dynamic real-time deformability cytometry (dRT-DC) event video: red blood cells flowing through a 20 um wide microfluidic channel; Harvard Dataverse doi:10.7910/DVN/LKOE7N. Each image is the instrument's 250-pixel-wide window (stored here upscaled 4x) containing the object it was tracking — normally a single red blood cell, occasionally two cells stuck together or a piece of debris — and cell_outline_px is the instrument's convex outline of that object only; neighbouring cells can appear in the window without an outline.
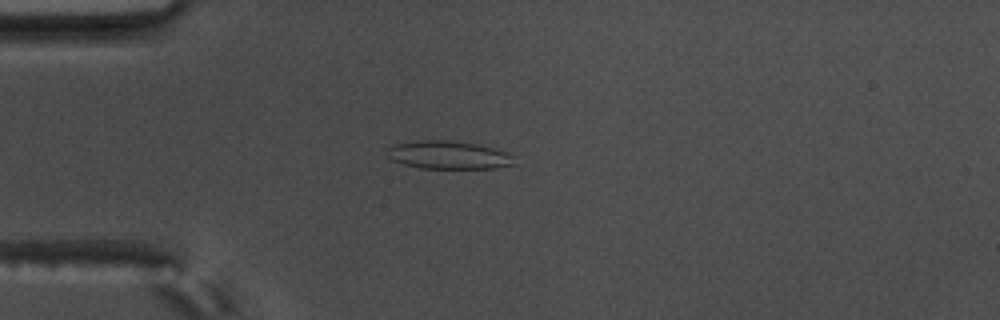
{"species": "common noctule bat (a hibernating species)", "species_latin": "Nyctalus noctula", "temperature_condition": "warm", "stored_images_in_passage": 39, "camera_frame_rate_fps": 3000, "um_per_image_px": 0.085, "animal": {"sex": "male", "body_mass_g": 17.5, "forearm_length_mm": 52.3}, "frame": {"image": 1, "passage_image": 6, "time_ms": 1.667, "image_size_px": [1000, 320], "cell_outline_px": [[516, 164], [496, 168], [420, 168], [404, 164], [392, 160], [388, 156], [388, 144], [416, 140], [448, 140], [476, 144], [492, 148], [504, 152], [512, 156]], "centroid_in_image_um": [38.06, 13.17], "position_along_channel_um": 46.9, "area_um2": 20.81}}
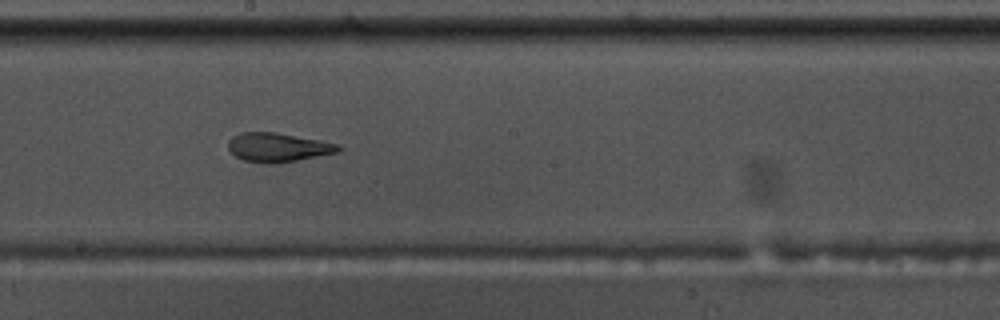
{"frame": {"image": 2, "passage_image": 22, "time_ms": 7.0, "image_size_px": [1000, 320], "cell_outline_px": [[344, 148], [340, 152], [276, 164], [264, 164], [244, 160], [236, 156], [228, 148], [228, 140], [232, 136], [240, 132], [276, 132], [320, 140], [340, 144]], "centroid_in_image_um": [23.66, 12.53], "position_along_channel_um": 224.5, "area_um2": 18.9}}
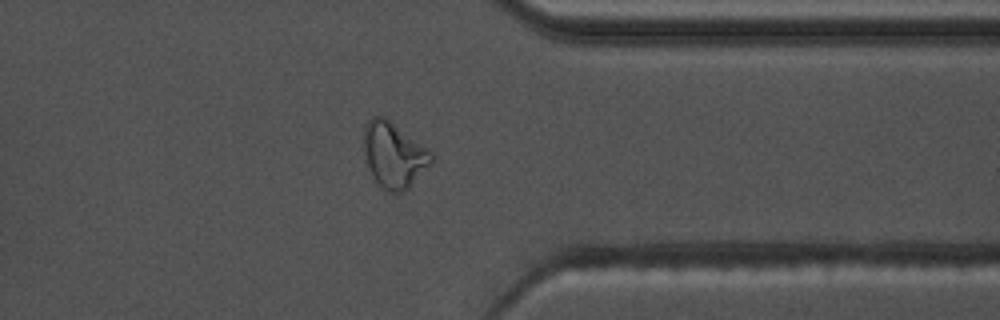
{"frame": {"image": 3, "passage_image": 35, "time_ms": 11.333, "image_size_px": [1000, 320], "cell_outline_px": [[436, 160], [408, 188], [400, 192], [388, 192], [372, 176], [364, 152], [364, 124], [372, 116], [384, 116], [428, 148], [436, 156]], "centroid_in_image_um": [33.52, 13.15], "position_along_channel_um": 377.9, "area_um2": 25.84}, "authors_computed_cell_mechanics": {"area_um2": 19.5942, "velocity_mm_per_s": 3.6669, "shape_relaxation_time_tau1_ms": null, "shape_relaxation_time_tau2_ms": 1.5735, "deformation_change_tau1": null, "deformation_change_tau2": 0.0998}}